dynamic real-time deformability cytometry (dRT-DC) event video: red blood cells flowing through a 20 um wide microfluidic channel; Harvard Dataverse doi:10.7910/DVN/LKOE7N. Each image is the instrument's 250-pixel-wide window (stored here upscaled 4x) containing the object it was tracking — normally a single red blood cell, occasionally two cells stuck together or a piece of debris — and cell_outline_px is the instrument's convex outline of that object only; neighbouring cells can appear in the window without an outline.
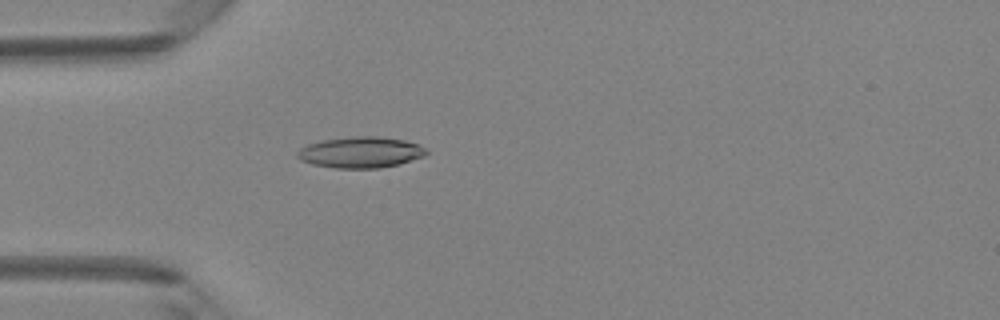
{"species": "Egyptian fruit bat (a non-hibernating species)", "species_latin": "Rousettus aegyptiacus", "temperature_condition": "room temperature", "stored_images_in_passage": 48, "camera_frame_rate_fps": 3000, "um_per_image_px": 0.085, "animal": {"sex": "female"}, "frame": {"image": 1, "passage_image": 14, "time_ms": 4.333, "image_size_px": [1000, 320], "cell_outline_px": [[428, 152], [424, 156], [396, 164], [380, 168], [336, 168], [312, 164], [300, 160], [296, 156], [296, 152], [300, 148], [308, 144], [324, 140], [356, 136], [376, 136], [404, 140], [416, 144], [424, 148]], "centroid_in_image_um": [30.6, 12.95], "position_along_channel_um": 54.4, "area_um2": 23.06}}
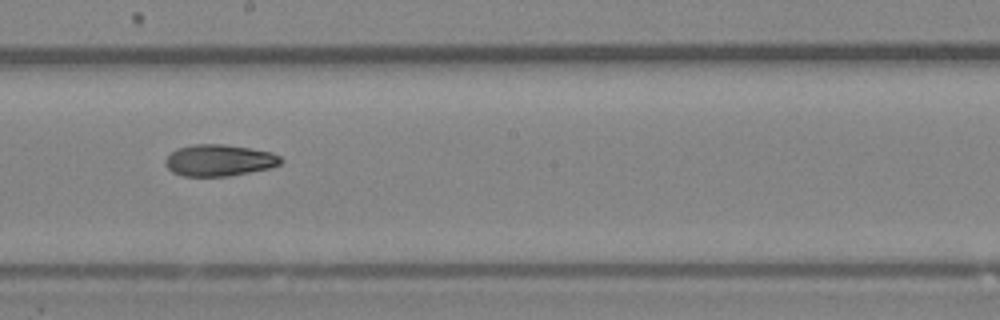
{"frame": {"image": 2, "passage_image": 27, "time_ms": 8.667, "image_size_px": [1000, 320], "cell_outline_px": [[284, 160], [280, 164], [272, 168], [228, 176], [180, 176], [172, 172], [168, 168], [164, 160], [172, 152], [180, 148], [196, 144], [224, 144], [272, 152], [280, 156]], "centroid_in_image_um": [18.66, 13.64], "position_along_channel_um": 229.5, "area_um2": 21.21}}
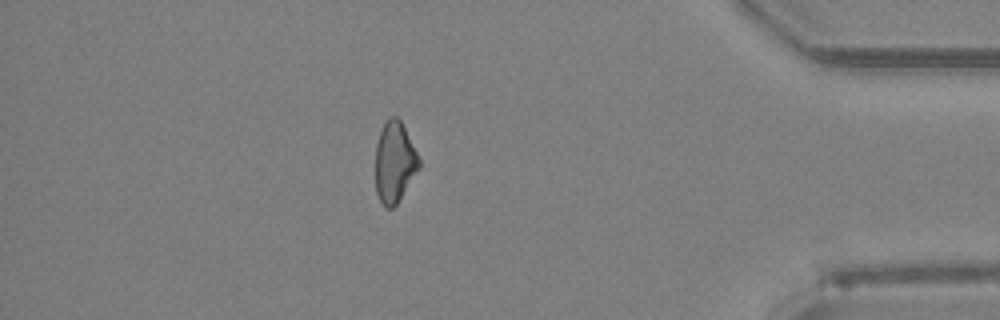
{"frame": {"image": 3, "passage_image": 42, "time_ms": 13.667, "image_size_px": [1000, 320], "cell_outline_px": [[420, 168], [396, 204], [392, 208], [384, 208], [376, 192], [376, 144], [380, 132], [384, 124], [392, 116], [396, 116], [400, 120], [420, 160]], "centroid_in_image_um": [33.53, 13.82], "position_along_channel_um": 401.7, "area_um2": 20.17}, "authors_computed_cell_mechanics": {"area_um2": 21.6172, "velocity_mm_per_s": 4.2252, "shape_relaxation_time_tau1_ms": 6.4652, "shape_relaxation_time_tau2_ms": null, "deformation_change_tau1": 0.1526, "deformation_change_tau2": null}}